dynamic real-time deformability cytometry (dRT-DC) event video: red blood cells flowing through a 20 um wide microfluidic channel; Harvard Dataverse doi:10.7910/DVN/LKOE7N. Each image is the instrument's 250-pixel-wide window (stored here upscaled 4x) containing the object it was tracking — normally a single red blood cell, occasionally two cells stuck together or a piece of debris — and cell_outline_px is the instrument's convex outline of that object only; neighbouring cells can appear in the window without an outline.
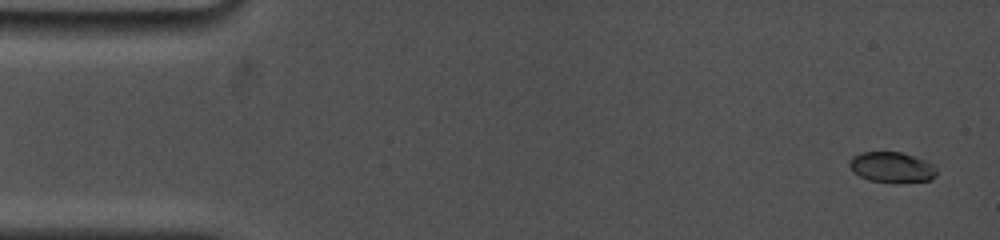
{"species": "common noctule bat (a hibernating species)", "species_latin": "Nyctalus noctula", "temperature_condition": "cold", "stored_images_in_passage": 14, "camera_frame_rate_fps": 5000, "um_per_image_px": 0.085, "animal": {"sex": "female", "body_mass_g": 19.0, "forearm_length_mm": 53.3}, "frame": {"image": 1, "passage_image": 2, "time_ms": 0.4, "image_size_px": [1000, 240], "cell_outline_px": [[936, 176], [932, 180], [896, 184], [868, 180], [860, 176], [848, 164], [848, 160], [852, 156], [860, 152], [900, 152], [924, 160], [932, 164], [936, 168]], "centroid_in_image_um": [75.81, 14.24], "position_along_channel_um": 9.2, "area_um2": 15.72}}
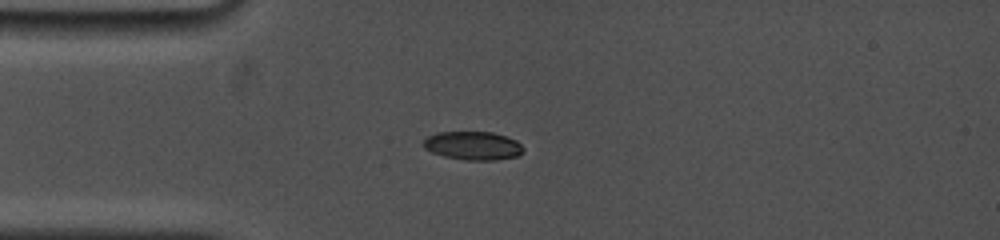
{"frame": {"image": 2, "passage_image": 11, "time_ms": 4.2, "image_size_px": [1000, 240], "cell_outline_px": [[524, 152], [516, 156], [496, 160], [464, 160], [444, 156], [432, 152], [424, 148], [424, 140], [428, 136], [436, 132], [492, 132], [516, 140], [524, 148]], "centroid_in_image_um": [40.21, 12.38], "position_along_channel_um": 44.8, "area_um2": 16.53}}
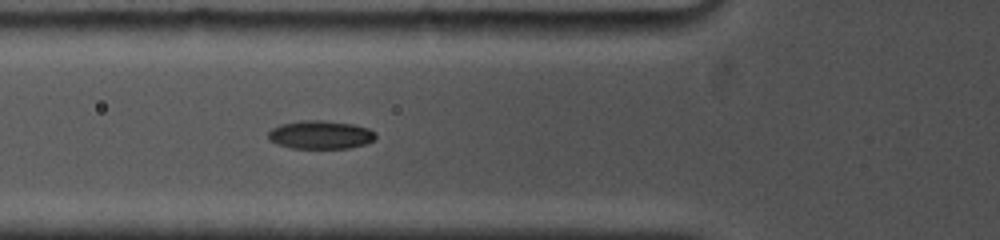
{"frame": {"image": 3, "passage_image": 14, "time_ms": 6.0, "image_size_px": [1000, 240], "cell_outline_px": [[376, 140], [364, 144], [348, 148], [288, 148], [276, 144], [268, 140], [268, 132], [272, 128], [280, 124], [300, 120], [324, 120], [352, 124], [368, 128], [376, 132]], "centroid_in_image_um": [27.22, 11.45], "position_along_channel_um": 98.6, "area_um2": 17.98}}